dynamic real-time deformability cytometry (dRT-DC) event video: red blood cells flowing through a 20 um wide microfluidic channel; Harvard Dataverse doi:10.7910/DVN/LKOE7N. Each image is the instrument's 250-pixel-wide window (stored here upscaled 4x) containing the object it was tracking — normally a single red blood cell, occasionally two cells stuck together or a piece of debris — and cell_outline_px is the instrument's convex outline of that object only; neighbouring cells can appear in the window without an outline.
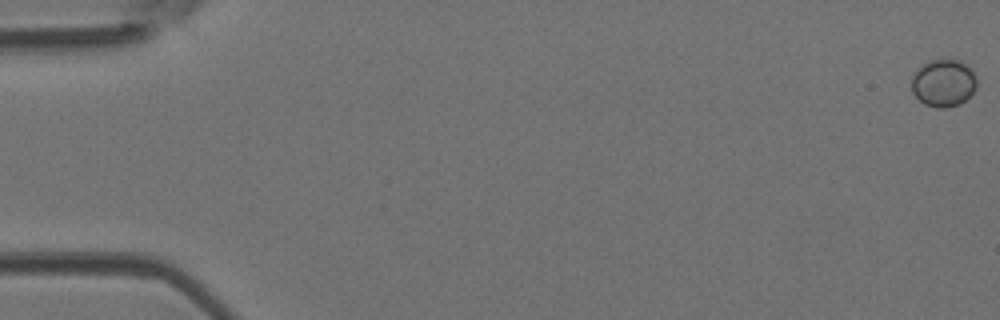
{"species": "Egyptian fruit bat (a non-hibernating species)", "species_latin": "Rousettus aegyptiacus", "temperature_condition": "room temperature", "stored_images_in_passage": 51, "camera_frame_rate_fps": 3000, "um_per_image_px": 0.085, "animal": {"sex": "female"}, "frame": {"image": 1, "passage_image": 1, "time_ms": 0.0, "image_size_px": [1000, 320], "cell_outline_px": [[976, 88], [960, 104], [944, 108], [940, 108], [924, 104], [912, 92], [912, 76], [924, 64], [932, 60], [956, 60], [964, 64], [972, 72], [976, 80]], "centroid_in_image_um": [80.18, 7.08], "position_along_channel_um": 4.8, "area_um2": 17.46}}
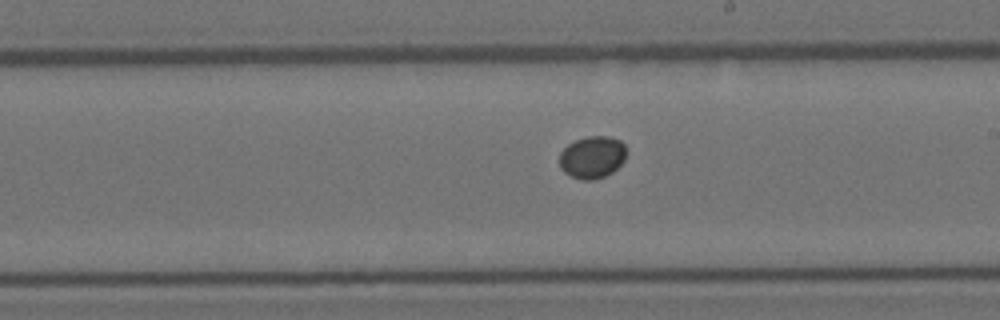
{"frame": {"image": 2, "passage_image": 30, "time_ms": 9.667, "image_size_px": [1000, 320], "cell_outline_px": [[628, 152], [624, 160], [612, 172], [604, 176], [592, 180], [580, 180], [564, 172], [560, 168], [560, 152], [568, 144], [576, 140], [588, 136], [608, 136], [620, 140], [624, 144]], "centroid_in_image_um": [50.35, 13.35], "position_along_channel_um": 238.6, "area_um2": 16.53}}
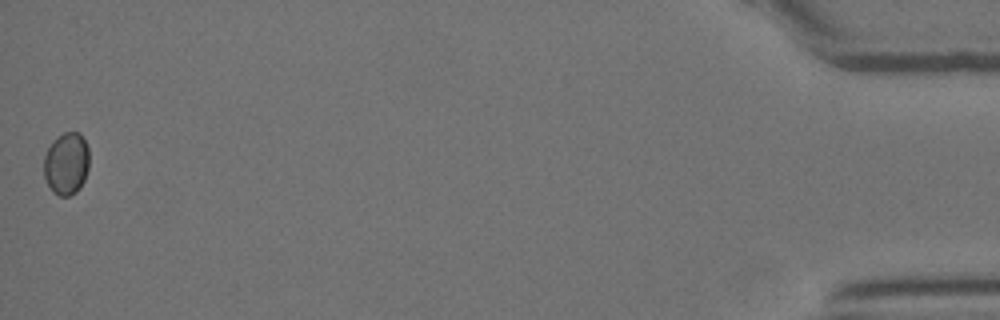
{"frame": {"image": 3, "passage_image": 51, "time_ms": 16.667, "image_size_px": [1000, 320], "cell_outline_px": [[88, 168], [84, 180], [80, 188], [76, 192], [68, 196], [60, 196], [52, 192], [44, 176], [44, 156], [52, 140], [64, 132], [80, 132], [88, 148]], "centroid_in_image_um": [5.63, 13.9], "position_along_channel_um": 429.6, "area_um2": 16.53}}